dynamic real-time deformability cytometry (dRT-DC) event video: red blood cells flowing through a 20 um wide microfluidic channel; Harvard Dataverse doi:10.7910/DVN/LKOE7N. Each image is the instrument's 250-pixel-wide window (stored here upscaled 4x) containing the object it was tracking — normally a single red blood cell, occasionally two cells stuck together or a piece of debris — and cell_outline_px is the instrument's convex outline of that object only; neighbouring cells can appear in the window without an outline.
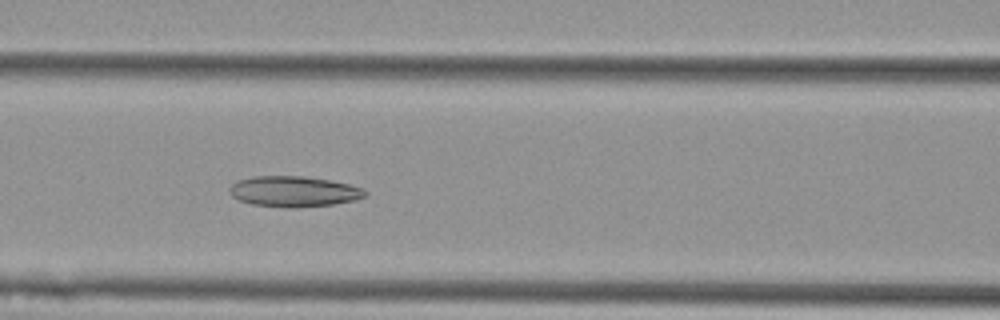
{"species": "Egyptian fruit bat (a non-hibernating species)", "species_latin": "Rousettus aegyptiacus", "temperature_condition": "cold", "stored_images_in_passage": 40, "camera_frame_rate_fps": 3000, "um_per_image_px": 0.085, "animal": {"sex": "female"}, "frame": {"image": 1, "passage_image": 10, "time_ms": 3.0, "image_size_px": [1000, 320], "cell_outline_px": [[368, 192], [364, 196], [352, 200], [332, 204], [292, 208], [288, 208], [252, 204], [240, 200], [232, 196], [228, 192], [228, 188], [236, 180], [252, 176], [304, 176], [328, 180], [348, 184], [364, 188]], "centroid_in_image_um": [24.92, 16.26], "position_along_channel_um": 141.7, "area_um2": 24.16}}
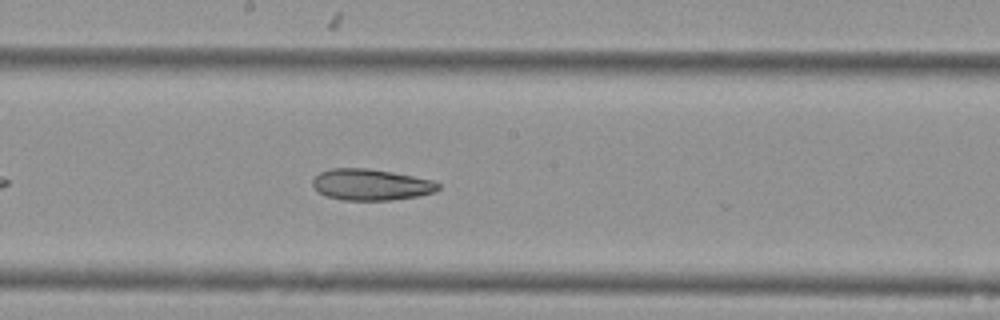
{"frame": {"image": 2, "passage_image": 16, "time_ms": 5.0, "image_size_px": [1000, 320], "cell_outline_px": [[440, 188], [436, 192], [416, 196], [392, 200], [344, 200], [328, 196], [316, 192], [312, 184], [312, 180], [320, 172], [332, 168], [368, 168], [392, 172], [432, 180], [440, 184]], "centroid_in_image_um": [31.52, 15.69], "position_along_channel_um": 216.7, "area_um2": 22.89}}
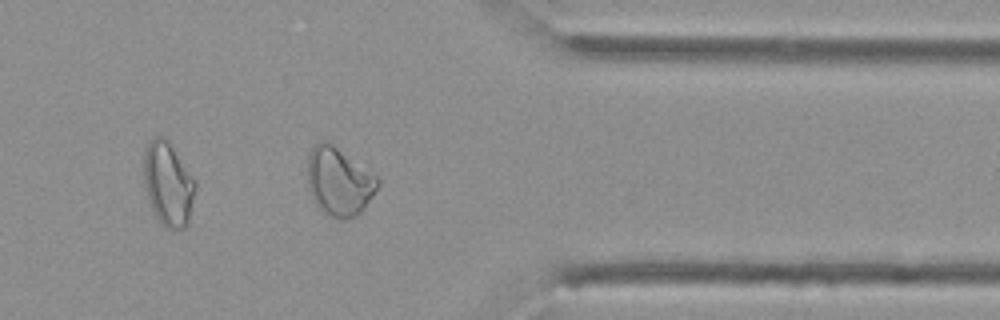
{"frame": {"image": 3, "passage_image": 30, "time_ms": 9.667, "image_size_px": [1000, 320], "cell_outline_px": [[380, 184], [364, 208], [356, 216], [344, 220], [328, 216], [312, 200], [308, 188], [308, 156], [316, 140], [328, 140], [376, 176], [380, 180]], "centroid_in_image_um": [28.79, 15.42], "position_along_channel_um": 382.6, "area_um2": 28.03}, "authors_computed_cell_mechanics": {"area_um2": 24.7962, "velocity_mm_per_s": 3.7775, "shape_relaxation_time_tau1_ms": null, "shape_relaxation_time_tau2_ms": 5.5914, "deformation_change_tau1": null, "deformation_change_tau2": 0.1415}}